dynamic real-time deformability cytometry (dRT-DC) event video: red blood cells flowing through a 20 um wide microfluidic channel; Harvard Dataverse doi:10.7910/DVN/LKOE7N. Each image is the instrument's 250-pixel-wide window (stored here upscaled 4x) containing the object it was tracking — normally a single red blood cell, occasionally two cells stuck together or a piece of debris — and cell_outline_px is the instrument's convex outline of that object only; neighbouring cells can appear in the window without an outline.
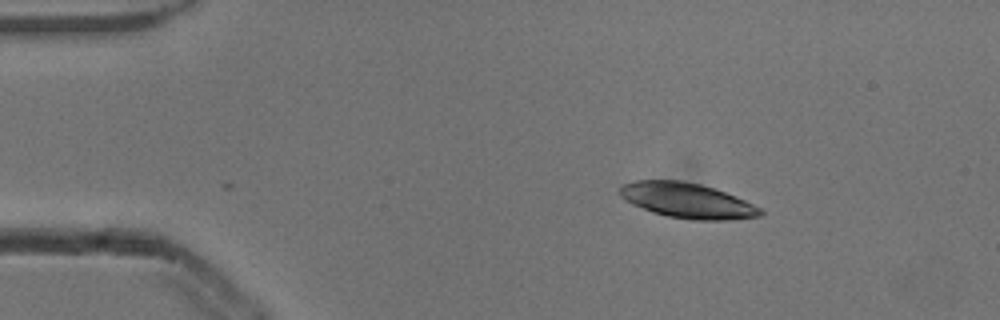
{"species": "common noctule bat (a hibernating species)", "species_latin": "Nyctalus noctula", "temperature_condition": "cold", "stored_images_in_passage": 9, "camera_frame_rate_fps": 3000, "um_per_image_px": 0.085, "animal": {"sex": "male", "body_mass_g": 13.3}, "frame": {"image": 1, "passage_image": 1, "time_ms": 0.0, "image_size_px": [1000, 320], "cell_outline_px": [[764, 212], [760, 216], [728, 220], [692, 220], [668, 216], [652, 212], [632, 204], [624, 200], [620, 196], [620, 184], [636, 180], [684, 180], [700, 184], [736, 196], [760, 208]], "centroid_in_image_um": [58.37, 17.04], "position_along_channel_um": 26.6, "area_um2": 28.78}}